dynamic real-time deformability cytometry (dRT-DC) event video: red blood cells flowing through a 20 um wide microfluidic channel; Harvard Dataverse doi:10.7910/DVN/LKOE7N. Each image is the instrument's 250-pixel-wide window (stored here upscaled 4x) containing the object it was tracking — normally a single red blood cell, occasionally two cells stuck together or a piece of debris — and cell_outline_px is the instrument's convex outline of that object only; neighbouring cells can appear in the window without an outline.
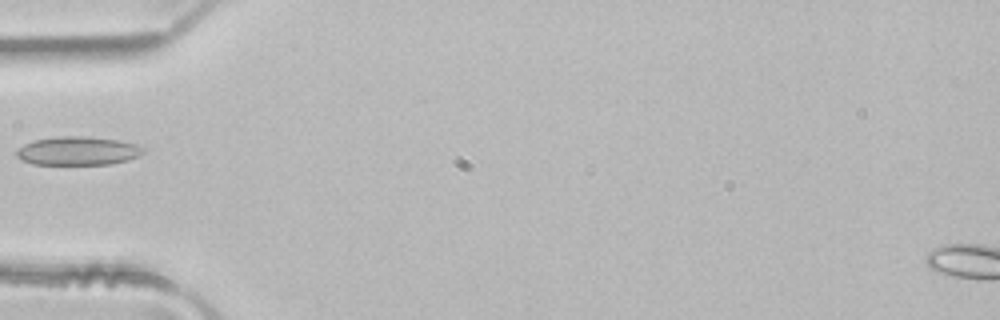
{"species": "common noctule bat (a hibernating species)", "species_latin": "Nyctalus noctula", "temperature_condition": "room temperature", "stored_images_in_passage": 2, "camera_frame_rate_fps": 3000, "um_per_image_px": 0.085, "animal": {"sex": "male", "body_mass_g": 21.5, "forearm_length_mm": 52.0}, "frame": {"image": 1, "passage_image": 2, "time_ms": 0.333, "image_size_px": [1000, 320], "cell_outline_px": [[144, 152], [140, 156], [128, 160], [108, 164], [32, 164], [20, 160], [16, 156], [16, 152], [24, 144], [36, 140], [60, 136], [80, 136], [116, 140], [136, 144], [144, 148]], "centroid_in_image_um": [6.62, 12.83], "position_along_channel_um": 78.4, "area_um2": 20.92}}